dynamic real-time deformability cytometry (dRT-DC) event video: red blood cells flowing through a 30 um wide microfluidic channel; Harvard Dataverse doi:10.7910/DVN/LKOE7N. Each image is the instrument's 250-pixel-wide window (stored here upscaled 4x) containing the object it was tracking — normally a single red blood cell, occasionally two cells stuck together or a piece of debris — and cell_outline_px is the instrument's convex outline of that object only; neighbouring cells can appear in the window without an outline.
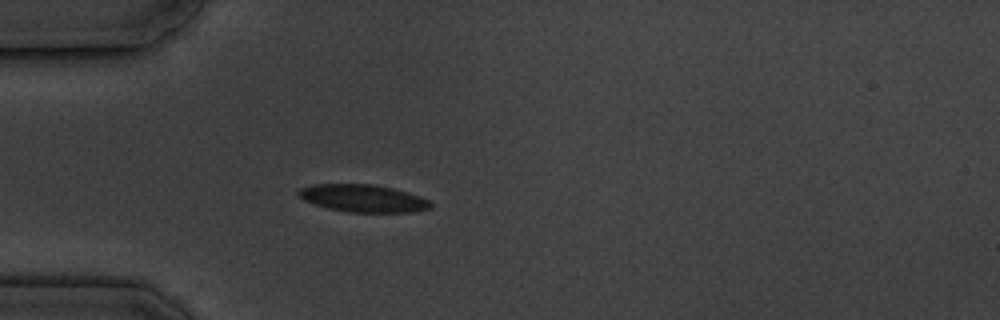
{"species": "common noctule bat (a hibernating species)", "species_latin": "Nyctalus noctula", "temperature_condition": "cold", "stored_images_in_passage": 3, "camera_frame_rate_fps": 3000, "um_per_image_px": 0.085, "animal": {"sex": "male", "body_mass_g": 19.5, "forearm_length_mm": 54.6}, "frame": {"image": 1, "passage_image": 3, "time_ms": 3.333, "image_size_px": [1000, 320], "cell_outline_px": [[432, 208], [412, 212], [348, 212], [328, 208], [304, 200], [296, 192], [300, 188], [312, 184], [372, 184], [392, 188], [420, 196], [428, 200], [432, 204]], "centroid_in_image_um": [30.86, 16.85], "position_along_channel_um": 54.1, "area_um2": 21.04}}